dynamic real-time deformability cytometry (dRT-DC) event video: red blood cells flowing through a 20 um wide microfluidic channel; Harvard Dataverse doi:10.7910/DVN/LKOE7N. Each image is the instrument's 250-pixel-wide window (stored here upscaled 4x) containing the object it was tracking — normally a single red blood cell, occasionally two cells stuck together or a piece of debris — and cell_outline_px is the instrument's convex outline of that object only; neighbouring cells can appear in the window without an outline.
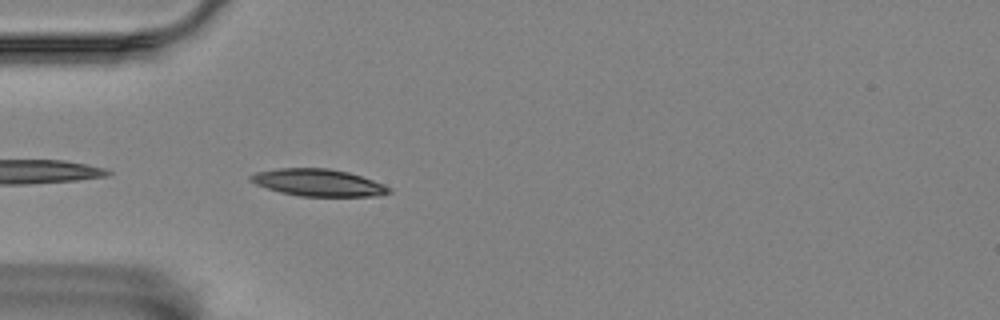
{"species": "Egyptian fruit bat (a non-hibernating species)", "species_latin": "Rousettus aegyptiacus", "temperature_condition": "room temperature", "stored_images_in_passage": 4, "camera_frame_rate_fps": 3000, "um_per_image_px": 0.085, "animal": {"sex": "female"}, "frame": {"image": 1, "passage_image": 4, "time_ms": 4.0, "image_size_px": [1000, 320], "cell_outline_px": [[392, 192], [376, 196], [300, 196], [280, 192], [256, 184], [248, 180], [248, 176], [256, 172], [276, 168], [328, 168], [348, 172], [372, 180], [392, 188]], "centroid_in_image_um": [27.02, 15.52], "position_along_channel_um": 58.0, "area_um2": 21.79}}